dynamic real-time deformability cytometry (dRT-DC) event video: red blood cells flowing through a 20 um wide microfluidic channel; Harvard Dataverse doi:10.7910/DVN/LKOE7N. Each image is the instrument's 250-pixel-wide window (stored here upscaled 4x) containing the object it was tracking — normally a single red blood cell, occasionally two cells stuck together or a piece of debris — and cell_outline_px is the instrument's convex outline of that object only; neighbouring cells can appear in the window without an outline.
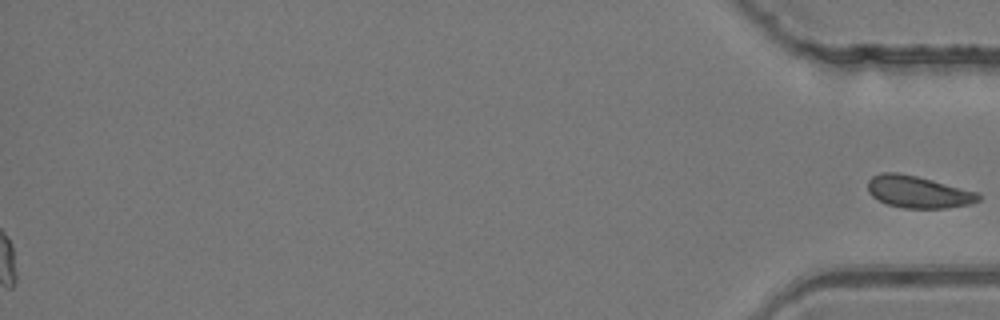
{"species": "common noctule bat (a hibernating species)", "species_latin": "Nyctalus noctula", "temperature_condition": "room temperature", "stored_images_in_passage": 36, "segment_of_instrument_passage": [2, 2], "camera_frame_rate_fps": 3000, "um_per_image_px": 0.085, "animal": {"sex": "female", "body_mass_g": 24.6, "forearm_length_mm": 56.2}, "frame": {"image": 1, "passage_image": 36, "time_ms": 11.667, "image_size_px": [1000, 320], "cell_outline_px": [[984, 196], [980, 200], [972, 204], [944, 208], [904, 208], [888, 204], [872, 196], [868, 192], [868, 180], [872, 176], [880, 172], [896, 172], [916, 176], [980, 192]], "centroid_in_image_um": [78.09, 16.31], "position_along_channel_um": 357.1, "area_um2": 20.81}}